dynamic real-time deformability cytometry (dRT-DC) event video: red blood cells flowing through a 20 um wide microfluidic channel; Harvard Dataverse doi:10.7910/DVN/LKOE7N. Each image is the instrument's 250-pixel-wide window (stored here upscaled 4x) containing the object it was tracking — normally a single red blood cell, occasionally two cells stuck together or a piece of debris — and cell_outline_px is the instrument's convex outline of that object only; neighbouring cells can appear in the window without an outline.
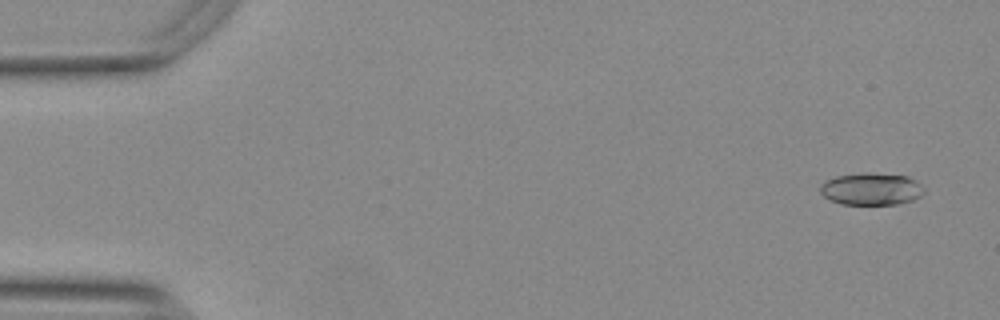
{"species": "Egyptian fruit bat (a non-hibernating species)", "species_latin": "Rousettus aegyptiacus", "temperature_condition": "warm", "stored_images_in_passage": 54, "camera_frame_rate_fps": 3000, "um_per_image_px": 0.085, "animal": {"sex": "female"}, "frame": {"image": 1, "passage_image": 2, "time_ms": 0.333, "image_size_px": [1000, 320], "cell_outline_px": [[924, 192], [920, 196], [912, 200], [896, 204], [840, 204], [824, 196], [820, 192], [820, 184], [824, 180], [836, 176], [868, 172], [908, 176], [916, 180], [924, 188]], "centroid_in_image_um": [74.05, 16.05], "position_along_channel_um": 10.9, "area_um2": 19.54}}
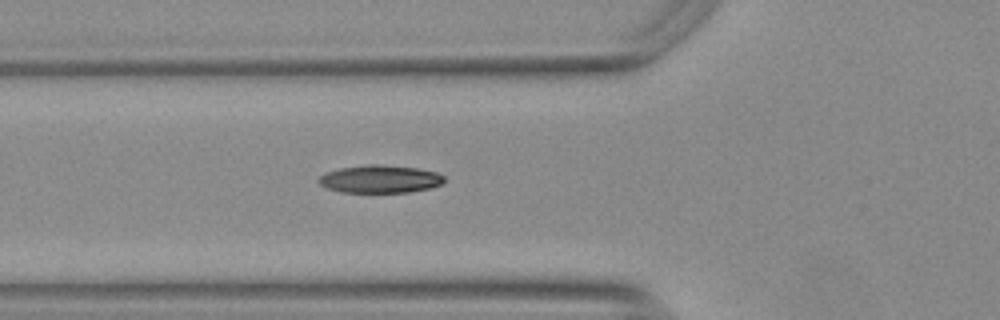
{"frame": {"image": 2, "passage_image": 19, "time_ms": 6.0, "image_size_px": [1000, 320], "cell_outline_px": [[444, 180], [440, 184], [432, 188], [408, 192], [340, 192], [328, 188], [320, 184], [320, 176], [324, 172], [340, 168], [364, 164], [384, 164], [416, 168], [436, 172], [444, 176]], "centroid_in_image_um": [32.3, 15.21], "position_along_channel_um": 93.5, "area_um2": 20.35}}
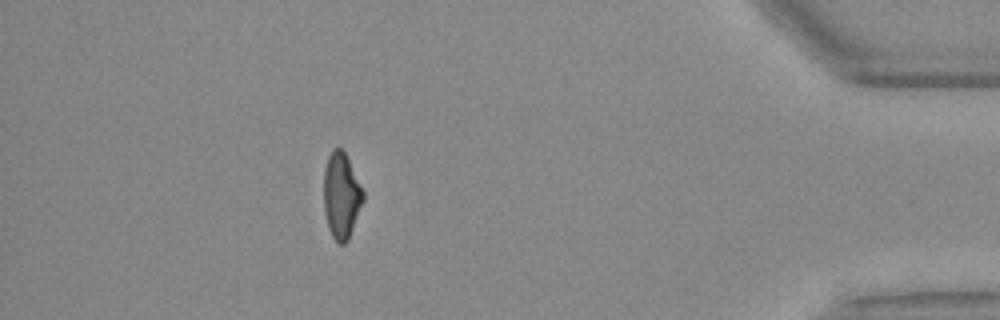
{"frame": {"image": 3, "passage_image": 48, "time_ms": 15.667, "image_size_px": [1000, 320], "cell_outline_px": [[364, 200], [348, 240], [344, 244], [340, 244], [332, 236], [328, 228], [324, 212], [324, 168], [328, 156], [332, 148], [340, 148], [344, 152], [364, 192]], "centroid_in_image_um": [29.0, 16.64], "position_along_channel_um": 406.2, "area_um2": 19.59}, "authors_computed_cell_mechanics": {"area_um2": 19.8254, "velocity_mm_per_s": 3.7512, "shape_relaxation_time_tau1_ms": 5.3907, "shape_relaxation_time_tau2_ms": 2.4046, "deformation_change_tau1": 0.1694, "deformation_change_tau2": 0.0796}}